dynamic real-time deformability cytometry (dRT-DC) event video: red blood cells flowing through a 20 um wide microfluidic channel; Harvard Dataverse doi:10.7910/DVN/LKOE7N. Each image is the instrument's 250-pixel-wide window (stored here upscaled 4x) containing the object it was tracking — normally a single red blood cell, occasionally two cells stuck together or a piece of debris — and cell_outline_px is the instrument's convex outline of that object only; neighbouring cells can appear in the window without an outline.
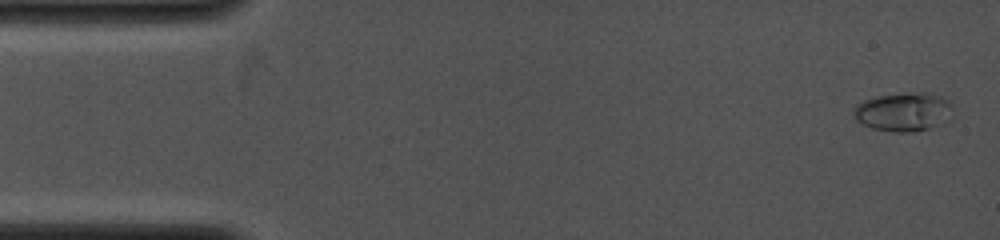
{"species": "common noctule bat (a hibernating species)", "species_latin": "Nyctalus noctula", "temperature_condition": "cold", "stored_images_in_passage": 14, "camera_frame_rate_fps": 4000, "um_per_image_px": 0.085, "animal": {"sex": "female", "body_mass_g": 19.0, "forearm_length_mm": 53.3}, "frame": {"image": 1, "passage_image": 1, "time_ms": 0.0, "image_size_px": [1000, 240], "cell_outline_px": [[952, 120], [928, 128], [912, 132], [896, 132], [872, 128], [856, 120], [852, 112], [852, 108], [856, 104], [864, 100], [880, 96], [920, 92], [928, 92], [940, 96], [948, 100], [952, 104]], "centroid_in_image_um": [76.83, 9.51], "position_along_channel_um": 8.2, "area_um2": 22.48}}
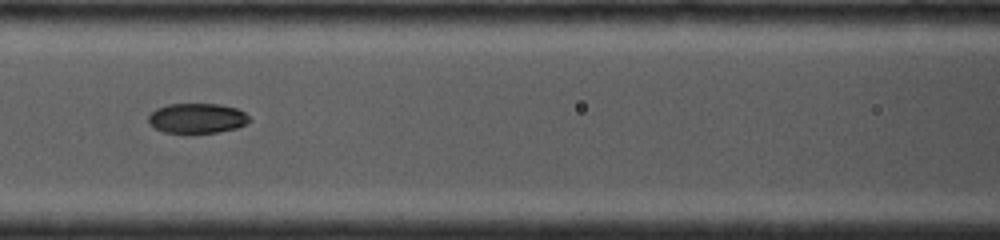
{"frame": {"image": 2, "passage_image": 11, "time_ms": 6.0, "image_size_px": [1000, 240], "cell_outline_px": [[252, 120], [236, 128], [216, 132], [164, 132], [148, 124], [148, 116], [156, 108], [168, 104], [220, 104], [236, 108], [244, 112]], "centroid_in_image_um": [16.74, 10.03], "position_along_channel_um": 149.9, "area_um2": 17.46}}
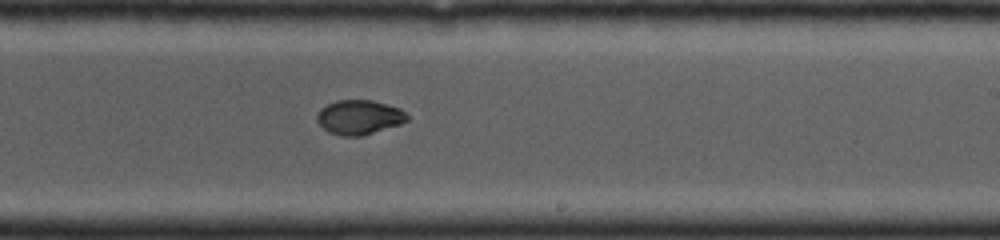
{"frame": {"image": 3, "passage_image": 14, "time_ms": 8.5, "image_size_px": [1000, 240], "cell_outline_px": [[408, 120], [400, 124], [360, 136], [340, 136], [328, 132], [316, 120], [316, 116], [320, 108], [336, 100], [372, 100], [388, 104], [400, 108], [408, 116]], "centroid_in_image_um": [30.51, 9.96], "position_along_channel_um": 258.5, "area_um2": 18.09}}